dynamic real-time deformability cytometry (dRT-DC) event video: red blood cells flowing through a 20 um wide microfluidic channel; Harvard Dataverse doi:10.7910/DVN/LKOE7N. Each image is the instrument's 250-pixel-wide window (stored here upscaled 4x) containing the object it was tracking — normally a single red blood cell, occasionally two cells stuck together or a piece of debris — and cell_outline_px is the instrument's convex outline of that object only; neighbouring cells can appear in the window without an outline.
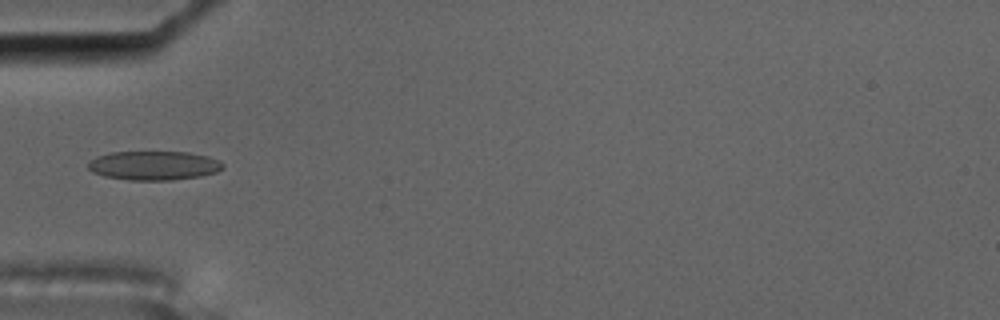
{"species": "common noctule bat (a hibernating species)", "species_latin": "Nyctalus noctula", "temperature_condition": "cold", "stored_images_in_passage": 5, "camera_frame_rate_fps": 3000, "um_per_image_px": 0.085, "animal": {"sex": "male", "body_mass_g": 17.5, "forearm_length_mm": 52.3}, "frame": {"image": 1, "passage_image": 3, "time_ms": 0.667, "image_size_px": [1000, 320], "cell_outline_px": [[224, 168], [216, 172], [200, 176], [172, 180], [128, 180], [104, 176], [92, 172], [88, 168], [88, 164], [96, 156], [108, 152], [188, 152], [208, 156], [220, 160], [224, 164]], "centroid_in_image_um": [13.09, 14.07], "position_along_channel_um": 71.9, "area_um2": 22.95}}